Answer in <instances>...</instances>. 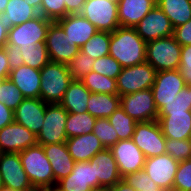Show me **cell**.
Returning <instances> with one entry per match:
<instances>
[{"label": "cell", "mask_w": 191, "mask_h": 191, "mask_svg": "<svg viewBox=\"0 0 191 191\" xmlns=\"http://www.w3.org/2000/svg\"><path fill=\"white\" fill-rule=\"evenodd\" d=\"M111 191H136L125 180L121 179L118 183L110 187Z\"/></svg>", "instance_id": "816d5d0a"}, {"label": "cell", "mask_w": 191, "mask_h": 191, "mask_svg": "<svg viewBox=\"0 0 191 191\" xmlns=\"http://www.w3.org/2000/svg\"><path fill=\"white\" fill-rule=\"evenodd\" d=\"M3 187L2 179H1V173H0V189Z\"/></svg>", "instance_id": "91938a15"}, {"label": "cell", "mask_w": 191, "mask_h": 191, "mask_svg": "<svg viewBox=\"0 0 191 191\" xmlns=\"http://www.w3.org/2000/svg\"><path fill=\"white\" fill-rule=\"evenodd\" d=\"M179 162L169 154L146 158L144 168L147 175L165 191H173V183Z\"/></svg>", "instance_id": "2e32d148"}, {"label": "cell", "mask_w": 191, "mask_h": 191, "mask_svg": "<svg viewBox=\"0 0 191 191\" xmlns=\"http://www.w3.org/2000/svg\"><path fill=\"white\" fill-rule=\"evenodd\" d=\"M45 42L51 62L68 65L80 50L77 46H72L65 31L57 22L50 24Z\"/></svg>", "instance_id": "5bb4252c"}, {"label": "cell", "mask_w": 191, "mask_h": 191, "mask_svg": "<svg viewBox=\"0 0 191 191\" xmlns=\"http://www.w3.org/2000/svg\"><path fill=\"white\" fill-rule=\"evenodd\" d=\"M178 71L182 75L186 84H191V45H186L181 48Z\"/></svg>", "instance_id": "f6af8a7d"}, {"label": "cell", "mask_w": 191, "mask_h": 191, "mask_svg": "<svg viewBox=\"0 0 191 191\" xmlns=\"http://www.w3.org/2000/svg\"><path fill=\"white\" fill-rule=\"evenodd\" d=\"M158 122L166 138L184 140L191 137V111L167 112Z\"/></svg>", "instance_id": "44dd1931"}, {"label": "cell", "mask_w": 191, "mask_h": 191, "mask_svg": "<svg viewBox=\"0 0 191 191\" xmlns=\"http://www.w3.org/2000/svg\"><path fill=\"white\" fill-rule=\"evenodd\" d=\"M22 166L35 190L55 188V179L49 159L42 145L28 147L19 153Z\"/></svg>", "instance_id": "7a4b0ae2"}, {"label": "cell", "mask_w": 191, "mask_h": 191, "mask_svg": "<svg viewBox=\"0 0 191 191\" xmlns=\"http://www.w3.org/2000/svg\"><path fill=\"white\" fill-rule=\"evenodd\" d=\"M0 191H18V190H14V189H9V188H6V187H2L0 189Z\"/></svg>", "instance_id": "6f0895ef"}, {"label": "cell", "mask_w": 191, "mask_h": 191, "mask_svg": "<svg viewBox=\"0 0 191 191\" xmlns=\"http://www.w3.org/2000/svg\"><path fill=\"white\" fill-rule=\"evenodd\" d=\"M38 15L26 0H9L4 13L0 14V23L9 31L13 26L25 23Z\"/></svg>", "instance_id": "4316f807"}, {"label": "cell", "mask_w": 191, "mask_h": 191, "mask_svg": "<svg viewBox=\"0 0 191 191\" xmlns=\"http://www.w3.org/2000/svg\"><path fill=\"white\" fill-rule=\"evenodd\" d=\"M110 150L122 178L144 168L146 157L132 139L119 140Z\"/></svg>", "instance_id": "9a60e30c"}, {"label": "cell", "mask_w": 191, "mask_h": 191, "mask_svg": "<svg viewBox=\"0 0 191 191\" xmlns=\"http://www.w3.org/2000/svg\"><path fill=\"white\" fill-rule=\"evenodd\" d=\"M131 139L146 158L166 154V137L158 120L137 122Z\"/></svg>", "instance_id": "ba28073f"}, {"label": "cell", "mask_w": 191, "mask_h": 191, "mask_svg": "<svg viewBox=\"0 0 191 191\" xmlns=\"http://www.w3.org/2000/svg\"><path fill=\"white\" fill-rule=\"evenodd\" d=\"M4 49H5V52L8 57V63H9L10 70L24 65L22 52L20 51L19 47L15 46V45L6 44Z\"/></svg>", "instance_id": "7dc6e473"}, {"label": "cell", "mask_w": 191, "mask_h": 191, "mask_svg": "<svg viewBox=\"0 0 191 191\" xmlns=\"http://www.w3.org/2000/svg\"><path fill=\"white\" fill-rule=\"evenodd\" d=\"M95 59L88 57L79 50L78 54L67 65L70 76L74 80H80L92 71Z\"/></svg>", "instance_id": "74e56055"}, {"label": "cell", "mask_w": 191, "mask_h": 191, "mask_svg": "<svg viewBox=\"0 0 191 191\" xmlns=\"http://www.w3.org/2000/svg\"><path fill=\"white\" fill-rule=\"evenodd\" d=\"M146 45L135 28L120 26L111 33L109 55L122 68L139 65L146 62Z\"/></svg>", "instance_id": "6da1fadb"}, {"label": "cell", "mask_w": 191, "mask_h": 191, "mask_svg": "<svg viewBox=\"0 0 191 191\" xmlns=\"http://www.w3.org/2000/svg\"><path fill=\"white\" fill-rule=\"evenodd\" d=\"M53 170L55 187L59 180L67 177L73 170L75 161L69 154L66 143L42 145Z\"/></svg>", "instance_id": "603a6c76"}, {"label": "cell", "mask_w": 191, "mask_h": 191, "mask_svg": "<svg viewBox=\"0 0 191 191\" xmlns=\"http://www.w3.org/2000/svg\"><path fill=\"white\" fill-rule=\"evenodd\" d=\"M27 4L32 6L38 13L41 9L42 0H26Z\"/></svg>", "instance_id": "db71d44e"}, {"label": "cell", "mask_w": 191, "mask_h": 191, "mask_svg": "<svg viewBox=\"0 0 191 191\" xmlns=\"http://www.w3.org/2000/svg\"><path fill=\"white\" fill-rule=\"evenodd\" d=\"M120 106V96L106 93H91L87 112L96 119L108 118Z\"/></svg>", "instance_id": "f546056e"}, {"label": "cell", "mask_w": 191, "mask_h": 191, "mask_svg": "<svg viewBox=\"0 0 191 191\" xmlns=\"http://www.w3.org/2000/svg\"><path fill=\"white\" fill-rule=\"evenodd\" d=\"M96 118L89 112L84 113H68L66 120L67 138H72L84 134L91 133L94 128Z\"/></svg>", "instance_id": "4dcf8cb0"}, {"label": "cell", "mask_w": 191, "mask_h": 191, "mask_svg": "<svg viewBox=\"0 0 191 191\" xmlns=\"http://www.w3.org/2000/svg\"><path fill=\"white\" fill-rule=\"evenodd\" d=\"M156 70L147 62L122 68L117 76L119 96L150 89L155 81Z\"/></svg>", "instance_id": "52a82bcc"}, {"label": "cell", "mask_w": 191, "mask_h": 191, "mask_svg": "<svg viewBox=\"0 0 191 191\" xmlns=\"http://www.w3.org/2000/svg\"><path fill=\"white\" fill-rule=\"evenodd\" d=\"M80 14L91 22L98 31L112 33L120 27L118 2L111 0H86Z\"/></svg>", "instance_id": "5b68a950"}, {"label": "cell", "mask_w": 191, "mask_h": 191, "mask_svg": "<svg viewBox=\"0 0 191 191\" xmlns=\"http://www.w3.org/2000/svg\"><path fill=\"white\" fill-rule=\"evenodd\" d=\"M173 36L182 47L191 45V20L174 28Z\"/></svg>", "instance_id": "bcb514c9"}, {"label": "cell", "mask_w": 191, "mask_h": 191, "mask_svg": "<svg viewBox=\"0 0 191 191\" xmlns=\"http://www.w3.org/2000/svg\"><path fill=\"white\" fill-rule=\"evenodd\" d=\"M191 111V84L183 88L176 95L175 100L167 103L158 111L157 120L163 117L167 112Z\"/></svg>", "instance_id": "d590c367"}, {"label": "cell", "mask_w": 191, "mask_h": 191, "mask_svg": "<svg viewBox=\"0 0 191 191\" xmlns=\"http://www.w3.org/2000/svg\"><path fill=\"white\" fill-rule=\"evenodd\" d=\"M39 14L56 22L66 16L65 3H62V0H42Z\"/></svg>", "instance_id": "ee69618b"}, {"label": "cell", "mask_w": 191, "mask_h": 191, "mask_svg": "<svg viewBox=\"0 0 191 191\" xmlns=\"http://www.w3.org/2000/svg\"><path fill=\"white\" fill-rule=\"evenodd\" d=\"M156 5L157 0H118L120 26L135 28Z\"/></svg>", "instance_id": "7402d4cb"}, {"label": "cell", "mask_w": 191, "mask_h": 191, "mask_svg": "<svg viewBox=\"0 0 191 191\" xmlns=\"http://www.w3.org/2000/svg\"><path fill=\"white\" fill-rule=\"evenodd\" d=\"M110 124L117 132L118 140L131 139L134 134L137 121L128 116L125 111L119 106L110 117Z\"/></svg>", "instance_id": "e575fe53"}, {"label": "cell", "mask_w": 191, "mask_h": 191, "mask_svg": "<svg viewBox=\"0 0 191 191\" xmlns=\"http://www.w3.org/2000/svg\"><path fill=\"white\" fill-rule=\"evenodd\" d=\"M55 188L59 191H92L98 188L96 162H75L72 172L59 180Z\"/></svg>", "instance_id": "8fae6325"}, {"label": "cell", "mask_w": 191, "mask_h": 191, "mask_svg": "<svg viewBox=\"0 0 191 191\" xmlns=\"http://www.w3.org/2000/svg\"><path fill=\"white\" fill-rule=\"evenodd\" d=\"M120 106L137 122L157 120L158 109L151 88L120 96Z\"/></svg>", "instance_id": "30bf717a"}, {"label": "cell", "mask_w": 191, "mask_h": 191, "mask_svg": "<svg viewBox=\"0 0 191 191\" xmlns=\"http://www.w3.org/2000/svg\"><path fill=\"white\" fill-rule=\"evenodd\" d=\"M8 30L0 23V48H4L7 44Z\"/></svg>", "instance_id": "f5cc1de1"}, {"label": "cell", "mask_w": 191, "mask_h": 191, "mask_svg": "<svg viewBox=\"0 0 191 191\" xmlns=\"http://www.w3.org/2000/svg\"><path fill=\"white\" fill-rule=\"evenodd\" d=\"M110 39V32L98 31L80 50L93 59L101 58L105 55H109Z\"/></svg>", "instance_id": "836d02e7"}, {"label": "cell", "mask_w": 191, "mask_h": 191, "mask_svg": "<svg viewBox=\"0 0 191 191\" xmlns=\"http://www.w3.org/2000/svg\"><path fill=\"white\" fill-rule=\"evenodd\" d=\"M37 144V136L15 121L0 130V149L3 153H20Z\"/></svg>", "instance_id": "ac0fdd59"}, {"label": "cell", "mask_w": 191, "mask_h": 191, "mask_svg": "<svg viewBox=\"0 0 191 191\" xmlns=\"http://www.w3.org/2000/svg\"><path fill=\"white\" fill-rule=\"evenodd\" d=\"M40 98L48 104L60 103L72 82L66 64L49 62L40 70Z\"/></svg>", "instance_id": "3957f363"}, {"label": "cell", "mask_w": 191, "mask_h": 191, "mask_svg": "<svg viewBox=\"0 0 191 191\" xmlns=\"http://www.w3.org/2000/svg\"><path fill=\"white\" fill-rule=\"evenodd\" d=\"M2 82H3V79L0 78V86H1Z\"/></svg>", "instance_id": "94428289"}, {"label": "cell", "mask_w": 191, "mask_h": 191, "mask_svg": "<svg viewBox=\"0 0 191 191\" xmlns=\"http://www.w3.org/2000/svg\"><path fill=\"white\" fill-rule=\"evenodd\" d=\"M90 162H96V176L99 187H112L122 177L119 174L117 163L110 148H104L93 156Z\"/></svg>", "instance_id": "cb8c5ba5"}, {"label": "cell", "mask_w": 191, "mask_h": 191, "mask_svg": "<svg viewBox=\"0 0 191 191\" xmlns=\"http://www.w3.org/2000/svg\"><path fill=\"white\" fill-rule=\"evenodd\" d=\"M80 81L91 93L118 95L116 79L91 71Z\"/></svg>", "instance_id": "1f68e13d"}, {"label": "cell", "mask_w": 191, "mask_h": 191, "mask_svg": "<svg viewBox=\"0 0 191 191\" xmlns=\"http://www.w3.org/2000/svg\"><path fill=\"white\" fill-rule=\"evenodd\" d=\"M68 112L59 104H47L42 128L37 135L39 145L65 143Z\"/></svg>", "instance_id": "8992f818"}, {"label": "cell", "mask_w": 191, "mask_h": 191, "mask_svg": "<svg viewBox=\"0 0 191 191\" xmlns=\"http://www.w3.org/2000/svg\"><path fill=\"white\" fill-rule=\"evenodd\" d=\"M22 52L23 63L31 68L41 70L50 62L46 42L33 44V46L19 47Z\"/></svg>", "instance_id": "d6a6232c"}, {"label": "cell", "mask_w": 191, "mask_h": 191, "mask_svg": "<svg viewBox=\"0 0 191 191\" xmlns=\"http://www.w3.org/2000/svg\"><path fill=\"white\" fill-rule=\"evenodd\" d=\"M122 179L136 191H165L160 188L159 185H157L143 169L127 174Z\"/></svg>", "instance_id": "ab89813d"}, {"label": "cell", "mask_w": 191, "mask_h": 191, "mask_svg": "<svg viewBox=\"0 0 191 191\" xmlns=\"http://www.w3.org/2000/svg\"><path fill=\"white\" fill-rule=\"evenodd\" d=\"M92 191H111L109 187H99L95 188Z\"/></svg>", "instance_id": "9f6ffc18"}, {"label": "cell", "mask_w": 191, "mask_h": 191, "mask_svg": "<svg viewBox=\"0 0 191 191\" xmlns=\"http://www.w3.org/2000/svg\"><path fill=\"white\" fill-rule=\"evenodd\" d=\"M23 100L24 96L15 84L9 78L3 79L0 86V102L14 111Z\"/></svg>", "instance_id": "f35d334b"}, {"label": "cell", "mask_w": 191, "mask_h": 191, "mask_svg": "<svg viewBox=\"0 0 191 191\" xmlns=\"http://www.w3.org/2000/svg\"><path fill=\"white\" fill-rule=\"evenodd\" d=\"M9 79L21 91L24 98H40V70L22 65L10 71Z\"/></svg>", "instance_id": "d4e9b609"}, {"label": "cell", "mask_w": 191, "mask_h": 191, "mask_svg": "<svg viewBox=\"0 0 191 191\" xmlns=\"http://www.w3.org/2000/svg\"><path fill=\"white\" fill-rule=\"evenodd\" d=\"M47 104L41 98H24L14 110V121L37 136L43 125Z\"/></svg>", "instance_id": "d6986e66"}, {"label": "cell", "mask_w": 191, "mask_h": 191, "mask_svg": "<svg viewBox=\"0 0 191 191\" xmlns=\"http://www.w3.org/2000/svg\"><path fill=\"white\" fill-rule=\"evenodd\" d=\"M138 35L147 43L173 35L169 18L156 5L135 27Z\"/></svg>", "instance_id": "e0dca14e"}, {"label": "cell", "mask_w": 191, "mask_h": 191, "mask_svg": "<svg viewBox=\"0 0 191 191\" xmlns=\"http://www.w3.org/2000/svg\"><path fill=\"white\" fill-rule=\"evenodd\" d=\"M186 86L187 84L178 69L156 72L151 90L158 111L167 103L175 100L176 95Z\"/></svg>", "instance_id": "7c38bea8"}, {"label": "cell", "mask_w": 191, "mask_h": 191, "mask_svg": "<svg viewBox=\"0 0 191 191\" xmlns=\"http://www.w3.org/2000/svg\"><path fill=\"white\" fill-rule=\"evenodd\" d=\"M9 0H0V14L4 13V10L8 4Z\"/></svg>", "instance_id": "11a10c76"}, {"label": "cell", "mask_w": 191, "mask_h": 191, "mask_svg": "<svg viewBox=\"0 0 191 191\" xmlns=\"http://www.w3.org/2000/svg\"><path fill=\"white\" fill-rule=\"evenodd\" d=\"M157 6L169 18L173 28L191 20V0H157Z\"/></svg>", "instance_id": "f1b7e54d"}, {"label": "cell", "mask_w": 191, "mask_h": 191, "mask_svg": "<svg viewBox=\"0 0 191 191\" xmlns=\"http://www.w3.org/2000/svg\"><path fill=\"white\" fill-rule=\"evenodd\" d=\"M92 132L101 141L105 148H111L119 141L117 132L110 124L108 118L96 119Z\"/></svg>", "instance_id": "8d00e7d4"}, {"label": "cell", "mask_w": 191, "mask_h": 191, "mask_svg": "<svg viewBox=\"0 0 191 191\" xmlns=\"http://www.w3.org/2000/svg\"><path fill=\"white\" fill-rule=\"evenodd\" d=\"M10 68L8 63V57L4 48H0V78H9Z\"/></svg>", "instance_id": "f907efd6"}, {"label": "cell", "mask_w": 191, "mask_h": 191, "mask_svg": "<svg viewBox=\"0 0 191 191\" xmlns=\"http://www.w3.org/2000/svg\"><path fill=\"white\" fill-rule=\"evenodd\" d=\"M14 121V111L0 102V130Z\"/></svg>", "instance_id": "c3c4849f"}, {"label": "cell", "mask_w": 191, "mask_h": 191, "mask_svg": "<svg viewBox=\"0 0 191 191\" xmlns=\"http://www.w3.org/2000/svg\"><path fill=\"white\" fill-rule=\"evenodd\" d=\"M52 22L39 14L34 19L13 26L8 31L7 45L28 47L45 42L48 28Z\"/></svg>", "instance_id": "9c48e42d"}, {"label": "cell", "mask_w": 191, "mask_h": 191, "mask_svg": "<svg viewBox=\"0 0 191 191\" xmlns=\"http://www.w3.org/2000/svg\"><path fill=\"white\" fill-rule=\"evenodd\" d=\"M56 22L63 28L72 46L78 48H81L98 32L97 28L81 14L66 15Z\"/></svg>", "instance_id": "ffe728a7"}, {"label": "cell", "mask_w": 191, "mask_h": 191, "mask_svg": "<svg viewBox=\"0 0 191 191\" xmlns=\"http://www.w3.org/2000/svg\"><path fill=\"white\" fill-rule=\"evenodd\" d=\"M86 0H62L65 3L66 15L80 14Z\"/></svg>", "instance_id": "681fc988"}, {"label": "cell", "mask_w": 191, "mask_h": 191, "mask_svg": "<svg viewBox=\"0 0 191 191\" xmlns=\"http://www.w3.org/2000/svg\"><path fill=\"white\" fill-rule=\"evenodd\" d=\"M182 46L176 42L174 36L160 38L147 42L146 62L156 72L178 69L181 58Z\"/></svg>", "instance_id": "277c9868"}, {"label": "cell", "mask_w": 191, "mask_h": 191, "mask_svg": "<svg viewBox=\"0 0 191 191\" xmlns=\"http://www.w3.org/2000/svg\"><path fill=\"white\" fill-rule=\"evenodd\" d=\"M121 70L122 67L119 62L110 55H105L101 58L95 59L92 68L93 72L107 76L111 79H117Z\"/></svg>", "instance_id": "b9f144b4"}, {"label": "cell", "mask_w": 191, "mask_h": 191, "mask_svg": "<svg viewBox=\"0 0 191 191\" xmlns=\"http://www.w3.org/2000/svg\"><path fill=\"white\" fill-rule=\"evenodd\" d=\"M173 191H191V158L179 162L173 183Z\"/></svg>", "instance_id": "7bdbcfd3"}, {"label": "cell", "mask_w": 191, "mask_h": 191, "mask_svg": "<svg viewBox=\"0 0 191 191\" xmlns=\"http://www.w3.org/2000/svg\"><path fill=\"white\" fill-rule=\"evenodd\" d=\"M3 187L18 191H34L22 166L19 153H3L0 158Z\"/></svg>", "instance_id": "4fadbf2b"}, {"label": "cell", "mask_w": 191, "mask_h": 191, "mask_svg": "<svg viewBox=\"0 0 191 191\" xmlns=\"http://www.w3.org/2000/svg\"><path fill=\"white\" fill-rule=\"evenodd\" d=\"M42 191H59V190H57L56 188H49V189H45V190H42Z\"/></svg>", "instance_id": "680465c9"}, {"label": "cell", "mask_w": 191, "mask_h": 191, "mask_svg": "<svg viewBox=\"0 0 191 191\" xmlns=\"http://www.w3.org/2000/svg\"><path fill=\"white\" fill-rule=\"evenodd\" d=\"M65 143L75 162L89 161L105 148L93 132L68 138Z\"/></svg>", "instance_id": "484cf974"}, {"label": "cell", "mask_w": 191, "mask_h": 191, "mask_svg": "<svg viewBox=\"0 0 191 191\" xmlns=\"http://www.w3.org/2000/svg\"><path fill=\"white\" fill-rule=\"evenodd\" d=\"M166 153L172 156L177 162H182L191 158L190 139H169L166 138Z\"/></svg>", "instance_id": "60d3db41"}, {"label": "cell", "mask_w": 191, "mask_h": 191, "mask_svg": "<svg viewBox=\"0 0 191 191\" xmlns=\"http://www.w3.org/2000/svg\"><path fill=\"white\" fill-rule=\"evenodd\" d=\"M91 92L80 80H72L59 103L68 113L87 112Z\"/></svg>", "instance_id": "83f0119b"}]
</instances>
